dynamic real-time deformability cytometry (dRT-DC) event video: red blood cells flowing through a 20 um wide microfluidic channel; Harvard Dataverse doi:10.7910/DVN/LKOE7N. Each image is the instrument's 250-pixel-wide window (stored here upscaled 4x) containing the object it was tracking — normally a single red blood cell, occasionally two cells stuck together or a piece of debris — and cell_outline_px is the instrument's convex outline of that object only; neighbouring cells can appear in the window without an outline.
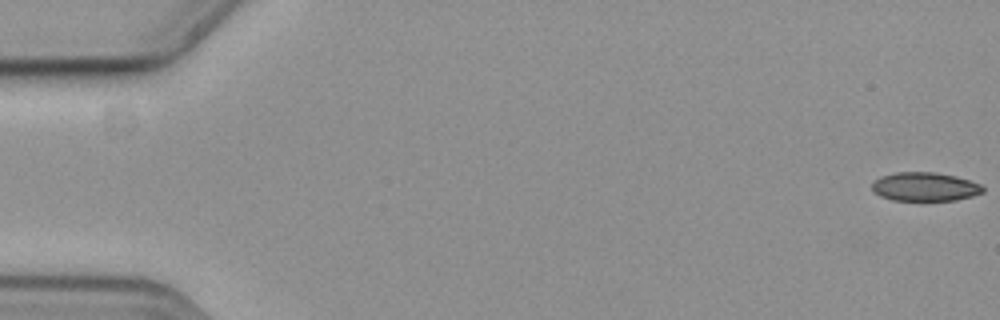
{"species": "common noctule bat (a hibernating species)", "species_latin": "Nyctalus noctula", "temperature_condition": "cold", "stored_images_in_passage": 13, "camera_frame_rate_fps": 3000, "um_per_image_px": 0.085, "animal": {"sex": "female", "body_mass_g": 19.3, "forearm_length_mm": 54.1}, "frame": {"image": 1, "passage_image": 1, "time_ms": 0.0, "image_size_px": [1000, 320], "cell_outline_px": [[984, 192], [972, 196], [956, 200], [892, 200], [880, 196], [872, 192], [872, 184], [880, 176], [896, 172], [932, 172], [956, 176], [980, 184], [984, 188]], "centroid_in_image_um": [78.59, 15.87], "position_along_channel_um": 6.4, "area_um2": 18.55}}